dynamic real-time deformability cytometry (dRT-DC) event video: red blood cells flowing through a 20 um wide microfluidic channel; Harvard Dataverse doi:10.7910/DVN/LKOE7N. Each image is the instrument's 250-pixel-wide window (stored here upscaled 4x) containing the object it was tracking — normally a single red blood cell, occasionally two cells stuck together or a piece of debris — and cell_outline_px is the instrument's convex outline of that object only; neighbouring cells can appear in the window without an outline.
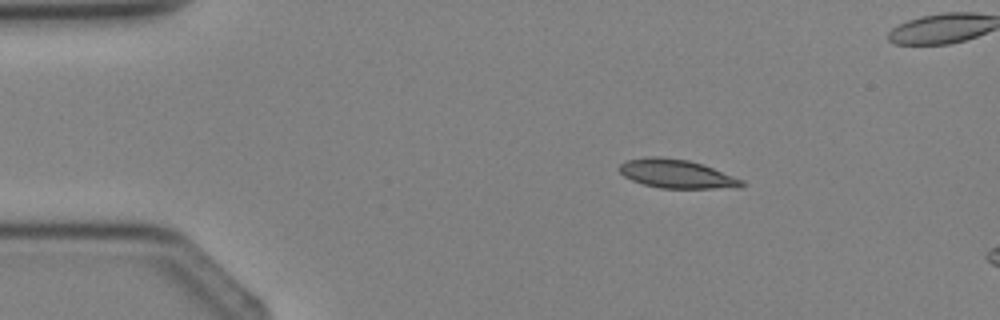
{"species": "Egyptian fruit bat (a non-hibernating species)", "species_latin": "Rousettus aegyptiacus", "temperature_condition": "cold", "stored_images_in_passage": 2, "camera_frame_rate_fps": 3000, "um_per_image_px": 0.085, "animal": {"sex": "female"}, "frame": {"image": 1, "passage_image": 1, "time_ms": 0.0, "image_size_px": [1000, 320], "cell_outline_px": [[744, 184], [740, 188], [660, 188], [644, 184], [632, 180], [624, 176], [616, 168], [620, 164], [628, 160], [644, 156], [660, 156], [688, 160], [704, 164], [744, 180]], "centroid_in_image_um": [57.51, 14.76], "position_along_channel_um": 27.5, "area_um2": 20.69}}